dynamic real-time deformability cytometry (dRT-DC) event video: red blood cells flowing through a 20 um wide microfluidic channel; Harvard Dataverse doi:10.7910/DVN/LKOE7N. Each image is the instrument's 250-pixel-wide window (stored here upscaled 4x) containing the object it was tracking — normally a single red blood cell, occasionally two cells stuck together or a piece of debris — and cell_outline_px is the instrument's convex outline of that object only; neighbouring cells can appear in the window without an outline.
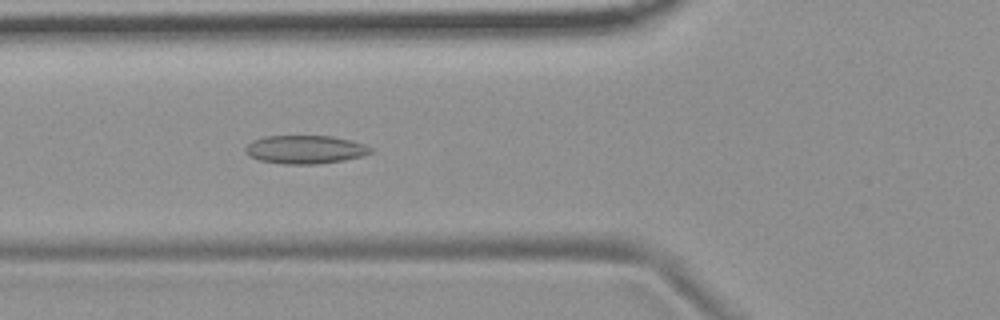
{"species": "common noctule bat (a hibernating species)", "species_latin": "Nyctalus noctula", "temperature_condition": "room temperature", "stored_images_in_passage": 49, "camera_frame_rate_fps": 3000, "um_per_image_px": 0.085, "animal": {"sex": "female", "body_mass_g": 19.9}, "frame": {"image": 1, "passage_image": 15, "time_ms": 4.667, "image_size_px": [1000, 320], "cell_outline_px": [[372, 152], [360, 156], [344, 160], [316, 164], [284, 164], [260, 160], [248, 156], [244, 152], [244, 148], [252, 140], [264, 136], [332, 136], [352, 140], [364, 144], [372, 148]], "centroid_in_image_um": [25.9, 12.7], "position_along_channel_um": 99.9, "area_um2": 20.75}}
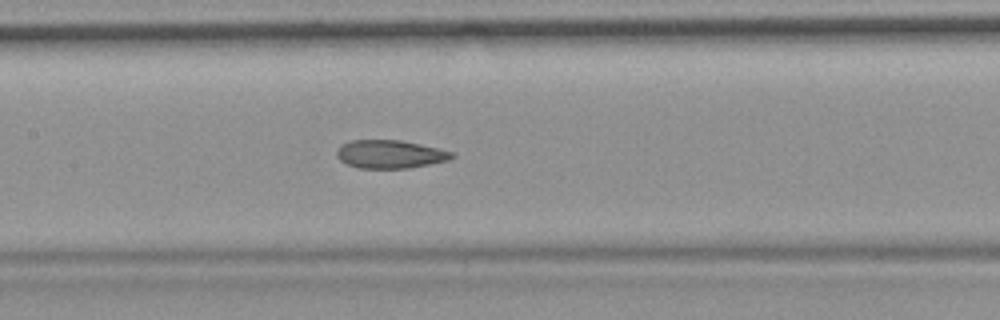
{"frame": {"image": 2, "passage_image": 21, "time_ms": 6.667, "image_size_px": [1000, 320], "cell_outline_px": [[456, 156], [448, 160], [408, 168], [356, 168], [340, 160], [336, 156], [336, 152], [340, 144], [352, 140], [400, 140], [420, 144], [452, 152]], "centroid_in_image_um": [33.11, 13.1], "position_along_channel_um": 174.3, "area_um2": 18.84}}
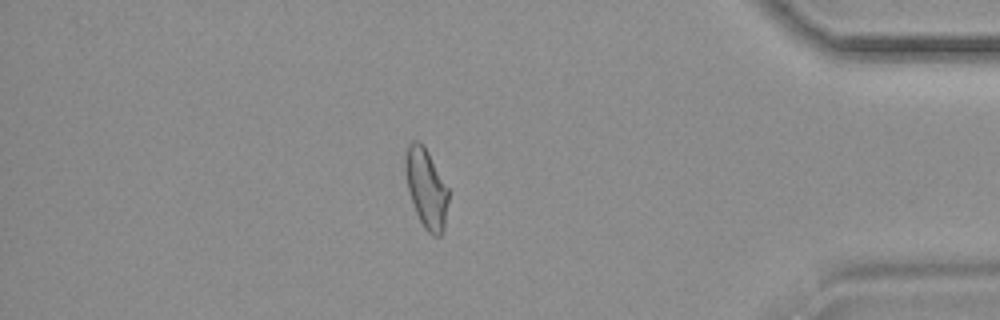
{"frame": {"image": 3, "passage_image": 42, "time_ms": 13.667, "image_size_px": [1000, 320], "cell_outline_px": [[448, 200], [444, 228], [440, 236], [432, 236], [424, 228], [416, 212], [408, 188], [404, 172], [404, 156], [408, 144], [412, 140], [416, 140], [428, 152], [448, 188]], "centroid_in_image_um": [36.21, 16.0], "position_along_channel_um": 399.0, "area_um2": 19.71}, "authors_computed_cell_mechanics": {"area_um2": 19.941, "velocity_mm_per_s": 3.7051, "shape_relaxation_time_tau1_ms": null, "shape_relaxation_time_tau2_ms": 2.5631, "deformation_change_tau1": null, "deformation_change_tau2": 0.0747}}